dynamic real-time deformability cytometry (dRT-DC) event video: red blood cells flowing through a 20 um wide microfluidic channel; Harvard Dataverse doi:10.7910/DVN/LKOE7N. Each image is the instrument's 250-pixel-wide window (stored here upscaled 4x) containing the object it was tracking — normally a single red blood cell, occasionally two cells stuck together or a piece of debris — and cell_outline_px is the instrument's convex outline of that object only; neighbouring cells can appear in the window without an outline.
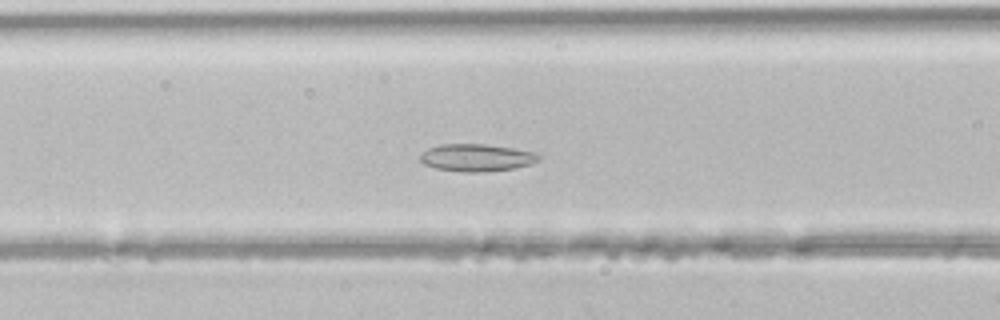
{"species": "common noctule bat (a hibernating species)", "species_latin": "Nyctalus noctula", "temperature_condition": "room temperature", "stored_images_in_passage": 34, "segment_of_instrument_passage": [1, 2], "camera_frame_rate_fps": 3000, "um_per_image_px": 0.085, "animal": {"sex": "male", "body_mass_g": 21.5, "forearm_length_mm": 52.0}, "frame": {"image": 1, "passage_image": 7, "time_ms": 2.0, "image_size_px": [1000, 320], "cell_outline_px": [[540, 160], [532, 164], [512, 168], [484, 172], [464, 172], [436, 168], [424, 164], [420, 160], [420, 152], [428, 148], [440, 144], [484, 144], [512, 148], [536, 152], [540, 156]], "centroid_in_image_um": [40.5, 13.39], "position_along_channel_um": 126.1, "area_um2": 18.96}}
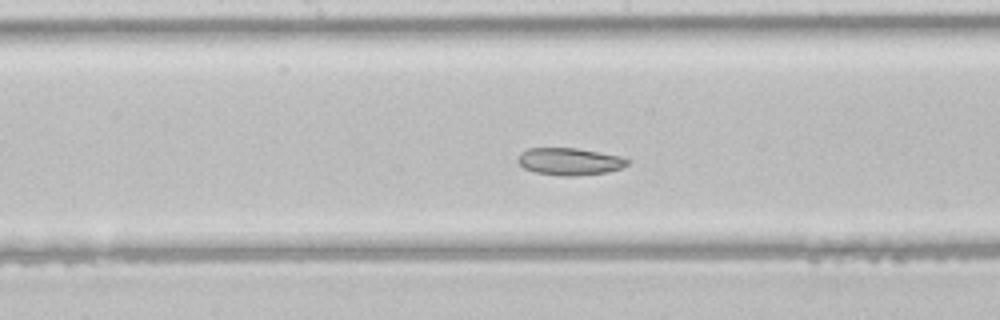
{"frame": {"image": 2, "passage_image": 12, "time_ms": 3.667, "image_size_px": [1000, 320], "cell_outline_px": [[632, 160], [628, 164], [620, 168], [608, 172], [576, 176], [560, 176], [536, 172], [524, 168], [516, 160], [520, 152], [528, 148], [576, 148], [620, 156]], "centroid_in_image_um": [48.41, 13.73], "position_along_channel_um": 199.8, "area_um2": 17.46}}
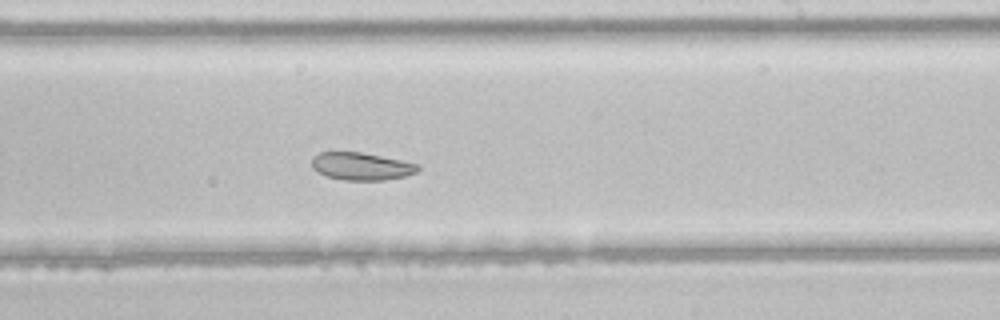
{"frame": {"image": 3, "passage_image": 16, "time_ms": 5.0, "image_size_px": [1000, 320], "cell_outline_px": [[420, 168], [416, 172], [404, 176], [384, 180], [344, 180], [328, 176], [312, 168], [312, 156], [320, 152], [360, 152], [420, 164]], "centroid_in_image_um": [30.71, 14.13], "position_along_channel_um": 258.3, "area_um2": 16.88}}